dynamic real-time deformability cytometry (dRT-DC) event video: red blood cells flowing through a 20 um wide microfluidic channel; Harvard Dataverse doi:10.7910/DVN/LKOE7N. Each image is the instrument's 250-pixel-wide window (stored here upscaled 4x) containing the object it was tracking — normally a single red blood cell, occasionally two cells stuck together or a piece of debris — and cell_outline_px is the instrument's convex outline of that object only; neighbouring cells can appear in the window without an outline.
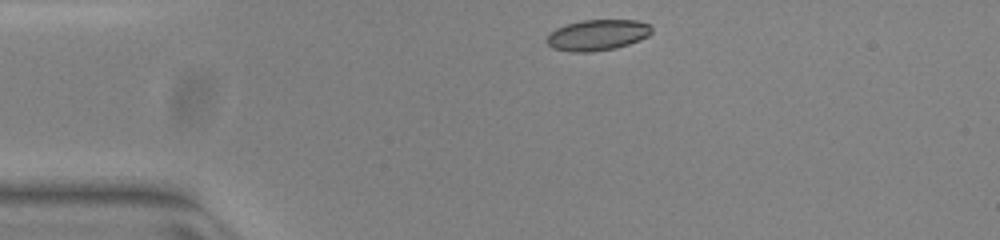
{"species": "common noctule bat (a hibernating species)", "species_latin": "Nyctalus noctula", "temperature_condition": "warm", "stored_images_in_passage": 42, "camera_frame_rate_fps": 3000, "um_per_image_px": 0.085, "animal": {"sex": "female", "body_mass_g": 23.0, "forearm_length_mm": 53.4}, "frame": {"image": 1, "passage_image": 1, "time_ms": 0.0, "image_size_px": [1000, 240], "cell_outline_px": [[652, 32], [648, 36], [640, 40], [616, 48], [588, 52], [572, 52], [552, 48], [544, 40], [556, 28], [568, 24], [584, 20], [636, 20], [648, 24], [652, 28]], "centroid_in_image_um": [50.78, 2.98], "position_along_channel_um": 34.2, "area_um2": 18.79}}
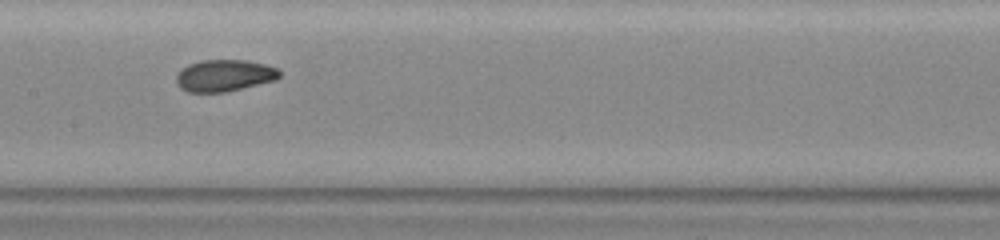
{"frame": {"image": 2, "passage_image": 16, "time_ms": 5.0, "image_size_px": [1000, 240], "cell_outline_px": [[280, 76], [276, 80], [224, 92], [188, 92], [180, 88], [176, 80], [176, 76], [188, 64], [200, 60], [248, 60], [264, 64], [276, 68], [280, 72]], "centroid_in_image_um": [19.07, 6.41], "position_along_channel_um": 188.3, "area_um2": 18.96}}
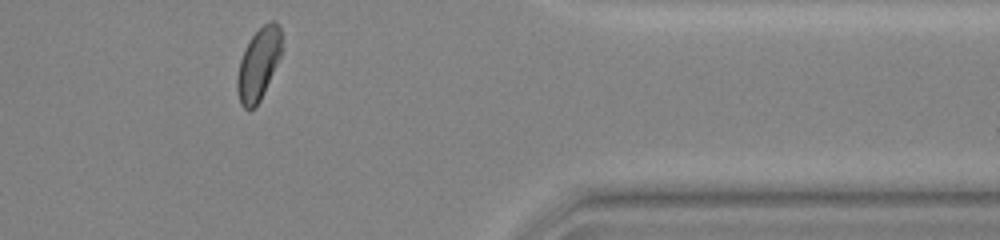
{"frame": {"image": 3, "passage_image": 33, "time_ms": 10.667, "image_size_px": [1000, 240], "cell_outline_px": [[280, 56], [260, 100], [248, 112], [240, 104], [236, 88], [236, 80], [240, 60], [252, 36], [268, 20], [272, 20], [280, 28]], "centroid_in_image_um": [21.93, 5.48], "position_along_channel_um": 389.5, "area_um2": 18.09}, "authors_computed_cell_mechanics": {"area_um2": 19.074, "velocity_mm_per_s": 3.9325, "shape_relaxation_time_tau1_ms": 5.707, "shape_relaxation_time_tau2_ms": 1.2176, "deformation_change_tau1": 0.1529, "deformation_change_tau2": 0.0459}}